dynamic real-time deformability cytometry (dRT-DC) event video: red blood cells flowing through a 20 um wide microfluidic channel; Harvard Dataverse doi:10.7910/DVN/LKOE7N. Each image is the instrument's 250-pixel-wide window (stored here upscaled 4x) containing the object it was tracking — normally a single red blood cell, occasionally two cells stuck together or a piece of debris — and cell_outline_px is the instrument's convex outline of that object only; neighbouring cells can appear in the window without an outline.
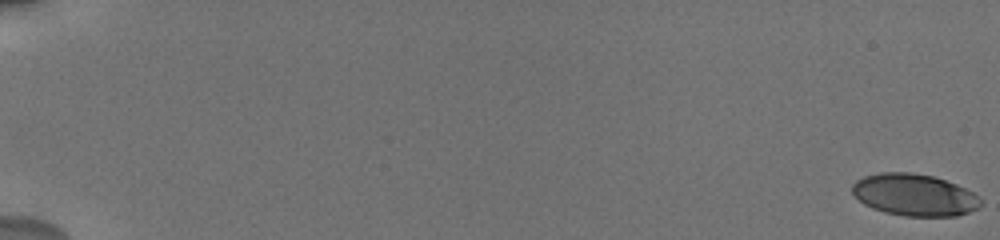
{"species": "human", "species_latin": "Homo sapiens", "temperature_condition": "cold", "stored_images_in_passage": 58, "camera_frame_rate_fps": 3000, "um_per_image_px": 0.085, "donor": {"sex": "male"}, "frame": {"image": 1, "passage_image": 1, "time_ms": 0.0, "image_size_px": [1000, 240], "cell_outline_px": [[984, 204], [968, 212], [956, 216], [904, 216], [884, 212], [872, 208], [864, 204], [852, 192], [852, 184], [856, 180], [864, 176], [880, 172], [912, 172], [932, 176], [956, 184], [980, 196]], "centroid_in_image_um": [77.72, 16.56], "position_along_channel_um": 7.3, "area_um2": 31.44}}
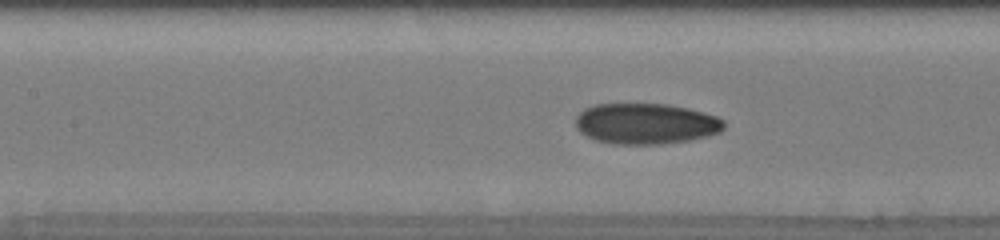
{"frame": {"image": 2, "passage_image": 27, "time_ms": 9.333, "image_size_px": [1000, 240], "cell_outline_px": [[724, 128], [720, 132], [708, 136], [688, 140], [660, 144], [612, 144], [596, 140], [580, 132], [576, 128], [576, 116], [584, 108], [592, 104], [668, 104], [688, 108], [716, 116], [724, 120]], "centroid_in_image_um": [54.88, 10.51], "position_along_channel_um": 152.5, "area_um2": 35.37}}
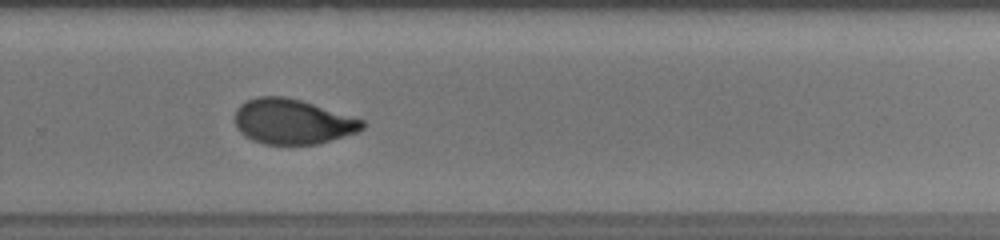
{"frame": {"image": 3, "passage_image": 40, "time_ms": 13.333, "image_size_px": [1000, 240], "cell_outline_px": [[364, 128], [360, 132], [316, 144], [264, 144], [252, 140], [244, 136], [240, 132], [236, 124], [236, 108], [240, 104], [256, 96], [284, 96], [300, 100], [364, 120]], "centroid_in_image_um": [24.86, 10.34], "position_along_channel_um": 304.9, "area_um2": 33.35}, "authors_computed_cell_mechanics": {"area_um2": 33.0038, "velocity_mm_per_s": 3.8224, "shape_relaxation_time_tau1_ms": 5.1962, "shape_relaxation_time_tau2_ms": 1.3395, "deformation_change_tau1": 0.1676, "deformation_change_tau2": 0.0629}}